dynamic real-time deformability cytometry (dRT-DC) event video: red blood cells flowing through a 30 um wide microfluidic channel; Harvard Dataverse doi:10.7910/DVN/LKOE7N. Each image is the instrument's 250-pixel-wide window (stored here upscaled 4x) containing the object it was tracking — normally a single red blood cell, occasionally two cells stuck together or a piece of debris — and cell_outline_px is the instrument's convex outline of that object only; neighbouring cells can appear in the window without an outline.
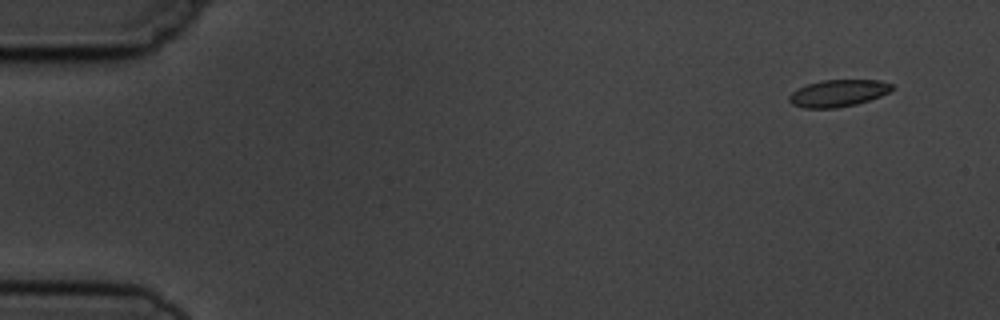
{"species": "common noctule bat (a hibernating species)", "species_latin": "Nyctalus noctula", "temperature_condition": "cold", "stored_images_in_passage": 10, "camera_frame_rate_fps": 3000, "um_per_image_px": 0.085, "animal": {"sex": "male", "body_mass_g": 19.5, "forearm_length_mm": 54.6}, "frame": {"image": 1, "passage_image": 1, "time_ms": 0.0, "image_size_px": [1000, 320], "cell_outline_px": [[892, 88], [888, 92], [880, 96], [856, 104], [836, 108], [804, 108], [792, 104], [788, 100], [788, 96], [792, 92], [808, 84], [820, 80], [880, 80], [892, 84]], "centroid_in_image_um": [71.22, 7.92], "position_along_channel_um": 13.8, "area_um2": 16.01}}
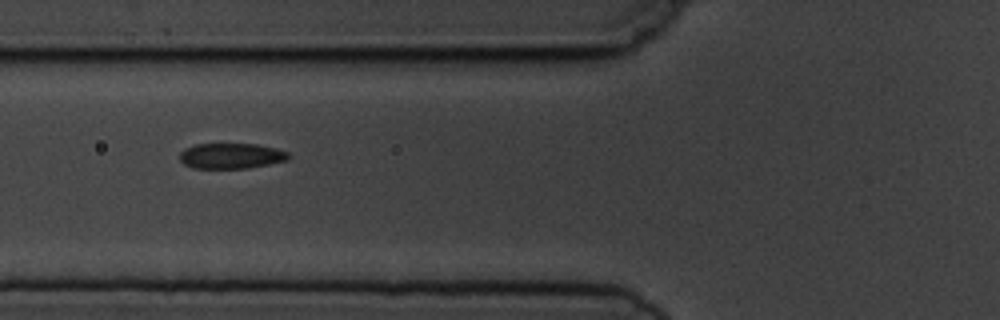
{"frame": {"image": 2, "passage_image": 6, "time_ms": 5.667, "image_size_px": [1000, 320], "cell_outline_px": [[292, 156], [288, 160], [248, 168], [192, 168], [184, 164], [180, 160], [180, 152], [184, 148], [196, 144], [256, 144], [276, 148], [288, 152]], "centroid_in_image_um": [19.66, 13.25], "position_along_channel_um": 106.1, "area_um2": 16.24}}
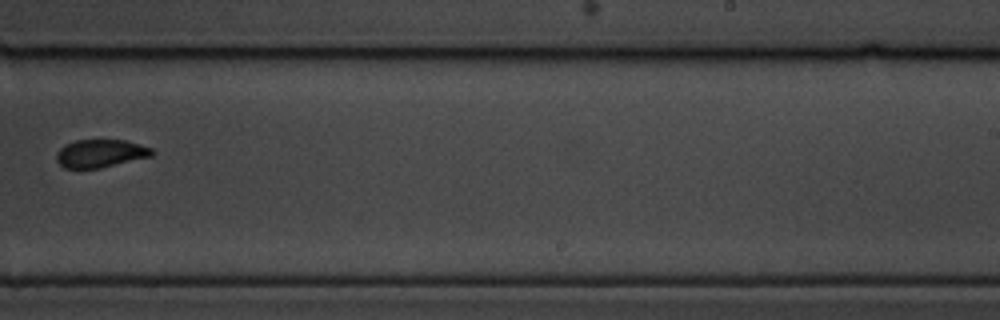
{"frame": {"image": 3, "passage_image": 10, "time_ms": 10.333, "image_size_px": [1000, 320], "cell_outline_px": [[156, 152], [152, 156], [100, 168], [64, 168], [56, 160], [56, 152], [64, 144], [76, 140], [124, 140], [140, 144], [152, 148]], "centroid_in_image_um": [8.54, 13.04], "position_along_channel_um": 280.5, "area_um2": 15.66}}